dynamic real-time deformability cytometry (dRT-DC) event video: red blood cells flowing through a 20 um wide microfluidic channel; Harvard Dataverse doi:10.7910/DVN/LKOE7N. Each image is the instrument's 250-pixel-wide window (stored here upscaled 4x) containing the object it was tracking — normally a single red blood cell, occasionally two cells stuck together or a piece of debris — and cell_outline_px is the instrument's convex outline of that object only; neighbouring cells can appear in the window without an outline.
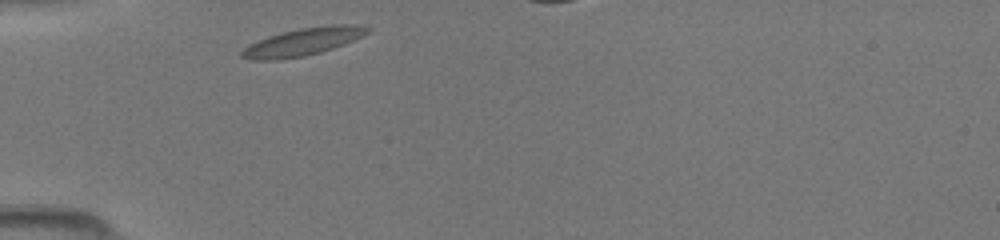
{"species": "common noctule bat (a hibernating species)", "species_latin": "Nyctalus noctula", "temperature_condition": "room temperature", "stored_images_in_passage": 27, "camera_frame_rate_fps": 3000, "um_per_image_px": 0.085, "animal": {"sex": "female", "body_mass_g": 19.5, "forearm_length_mm": 54.1}, "frame": {"image": 1, "passage_image": 1, "time_ms": 0.0, "image_size_px": [1000, 240], "cell_outline_px": [[372, 28], [364, 36], [344, 44], [320, 52], [304, 56], [276, 60], [252, 60], [240, 56], [240, 52], [248, 44], [268, 36], [280, 32], [300, 28], [332, 24], [360, 24]], "centroid_in_image_um": [25.77, 3.54], "position_along_channel_um": 59.2, "area_um2": 20.4}}
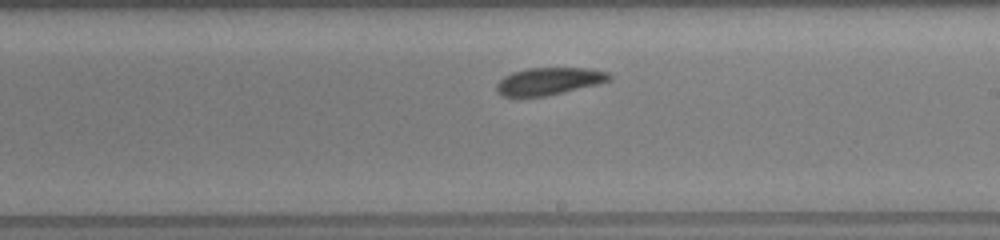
{"frame": {"image": 2, "passage_image": 15, "time_ms": 4.667, "image_size_px": [1000, 240], "cell_outline_px": [[612, 76], [608, 80], [596, 84], [564, 92], [544, 96], [500, 96], [496, 92], [496, 84], [504, 76], [512, 72], [528, 68], [588, 68], [608, 72]], "centroid_in_image_um": [46.61, 6.9], "position_along_channel_um": 242.4, "area_um2": 17.8}}
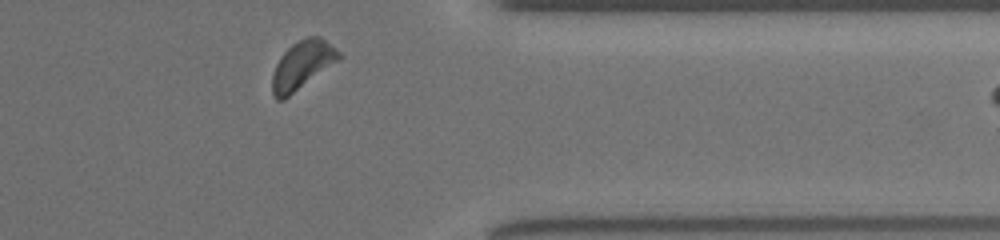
{"frame": {"image": 3, "passage_image": 26, "time_ms": 8.333, "image_size_px": [1000, 240], "cell_outline_px": [[340, 56], [336, 60], [284, 100], [276, 100], [272, 92], [272, 76], [276, 64], [280, 56], [292, 44], [308, 36], [320, 36], [340, 52]], "centroid_in_image_um": [25.63, 5.52], "position_along_channel_um": 385.8, "area_um2": 18.09}}